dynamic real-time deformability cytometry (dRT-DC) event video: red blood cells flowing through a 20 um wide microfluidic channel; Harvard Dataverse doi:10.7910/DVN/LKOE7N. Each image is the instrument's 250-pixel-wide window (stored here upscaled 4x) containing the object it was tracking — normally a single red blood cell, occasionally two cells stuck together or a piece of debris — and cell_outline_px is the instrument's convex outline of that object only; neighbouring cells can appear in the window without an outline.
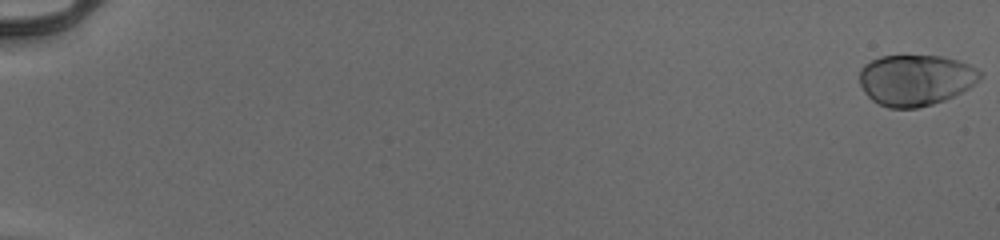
{"species": "human", "species_latin": "Homo sapiens", "temperature_condition": "cold", "stored_images_in_passage": 55, "camera_frame_rate_fps": 3000, "um_per_image_px": 0.085, "donor": {"sex": "male"}, "frame": {"image": 1, "passage_image": 1, "time_ms": 0.0, "image_size_px": [1000, 240], "cell_outline_px": [[984, 76], [980, 80], [968, 88], [944, 100], [932, 104], [916, 108], [888, 108], [872, 100], [864, 92], [860, 84], [860, 68], [864, 64], [880, 56], [940, 56], [956, 60], [968, 64], [984, 72]], "centroid_in_image_um": [77.83, 6.8], "position_along_channel_um": 7.2, "area_um2": 35.84}}
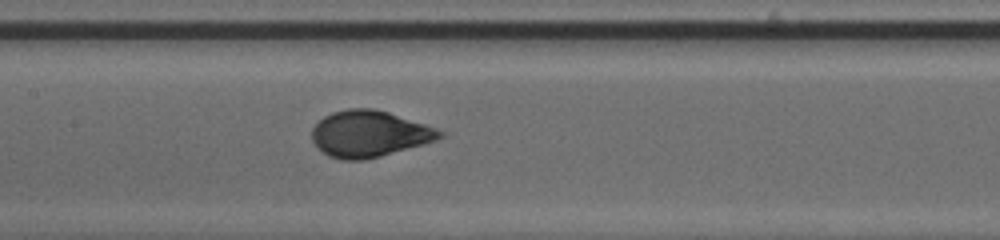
{"frame": {"image": 2, "passage_image": 30, "time_ms": 9.667, "image_size_px": [1000, 240], "cell_outline_px": [[444, 136], [436, 140], [424, 144], [380, 156], [364, 160], [340, 160], [328, 156], [312, 140], [312, 128], [324, 116], [332, 112], [348, 108], [372, 108], [388, 112], [436, 128], [444, 132]], "centroid_in_image_um": [31.38, 11.37], "position_along_channel_um": 176.0, "area_um2": 34.33}}
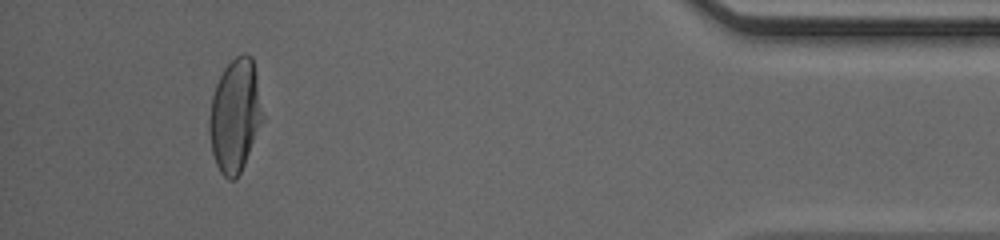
{"frame": {"image": 3, "passage_image": 52, "time_ms": 17.0, "image_size_px": [1000, 240], "cell_outline_px": [[264, 120], [244, 164], [236, 180], [228, 180], [220, 172], [216, 164], [212, 152], [208, 128], [208, 120], [212, 96], [216, 84], [224, 68], [236, 56], [244, 52], [252, 56], [256, 72], [264, 116]], "centroid_in_image_um": [19.99, 9.82], "position_along_channel_um": 415.2, "area_um2": 35.49}, "authors_computed_cell_mechanics": {"area_um2": 34.969, "velocity_mm_per_s": 3.9558, "shape_relaxation_time_tau1_ms": 3.2034, "shape_relaxation_time_tau2_ms": null, "deformation_change_tau1": 0.1929, "deformation_change_tau2": null}}